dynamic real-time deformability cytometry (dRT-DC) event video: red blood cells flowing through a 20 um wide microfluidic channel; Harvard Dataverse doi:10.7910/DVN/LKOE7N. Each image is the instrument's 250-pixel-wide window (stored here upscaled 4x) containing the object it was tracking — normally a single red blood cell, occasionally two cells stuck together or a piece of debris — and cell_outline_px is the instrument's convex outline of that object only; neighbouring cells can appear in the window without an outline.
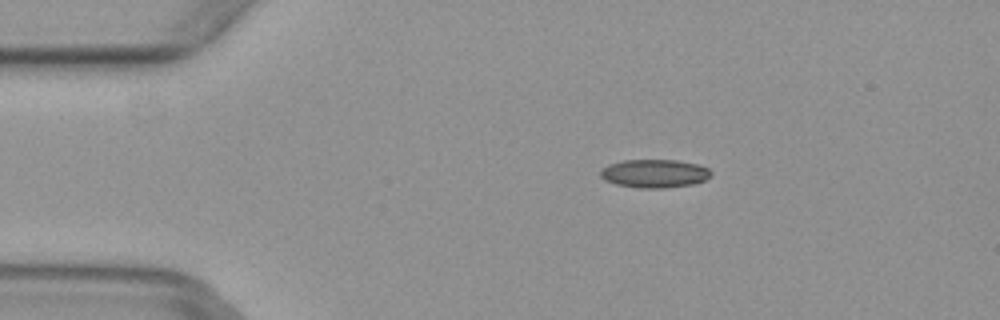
{"species": "common noctule bat (a hibernating species)", "species_latin": "Nyctalus noctula", "temperature_condition": "warm", "stored_images_in_passage": 4, "camera_frame_rate_fps": 3000, "um_per_image_px": 0.085, "animal": {"sex": "female", "body_mass_g": 29.2, "forearm_length_mm": 56.3}, "frame": {"image": 1, "passage_image": 2, "time_ms": 0.333, "image_size_px": [1000, 320], "cell_outline_px": [[712, 176], [704, 180], [692, 184], [664, 188], [640, 188], [616, 184], [604, 180], [600, 176], [600, 168], [608, 164], [624, 160], [676, 160], [700, 164], [708, 168], [712, 172]], "centroid_in_image_um": [55.63, 14.74], "position_along_channel_um": 29.4, "area_um2": 18.44}}